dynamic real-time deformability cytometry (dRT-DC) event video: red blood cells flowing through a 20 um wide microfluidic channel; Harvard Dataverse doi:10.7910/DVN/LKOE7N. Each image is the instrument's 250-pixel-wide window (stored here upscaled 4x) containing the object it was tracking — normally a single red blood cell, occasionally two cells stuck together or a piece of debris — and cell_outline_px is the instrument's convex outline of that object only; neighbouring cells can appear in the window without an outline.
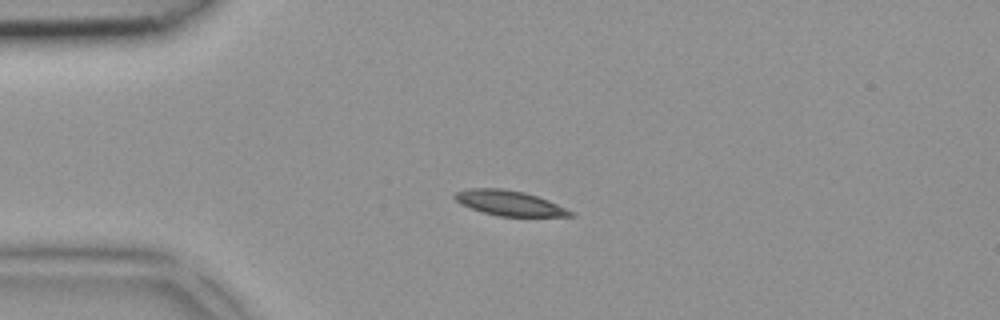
{"species": "common noctule bat (a hibernating species)", "species_latin": "Nyctalus noctula", "temperature_condition": "room temperature", "stored_images_in_passage": 5, "camera_frame_rate_fps": 3000, "um_per_image_px": 0.085, "animal": {"sex": "female", "body_mass_g": 18.4}, "frame": {"image": 1, "passage_image": 3, "time_ms": 0.667, "image_size_px": [1000, 320], "cell_outline_px": [[576, 216], [496, 216], [460, 204], [452, 196], [456, 192], [468, 188], [500, 188], [524, 192], [548, 200], [572, 212]], "centroid_in_image_um": [43.24, 17.25], "position_along_channel_um": 41.8, "area_um2": 16.65}}